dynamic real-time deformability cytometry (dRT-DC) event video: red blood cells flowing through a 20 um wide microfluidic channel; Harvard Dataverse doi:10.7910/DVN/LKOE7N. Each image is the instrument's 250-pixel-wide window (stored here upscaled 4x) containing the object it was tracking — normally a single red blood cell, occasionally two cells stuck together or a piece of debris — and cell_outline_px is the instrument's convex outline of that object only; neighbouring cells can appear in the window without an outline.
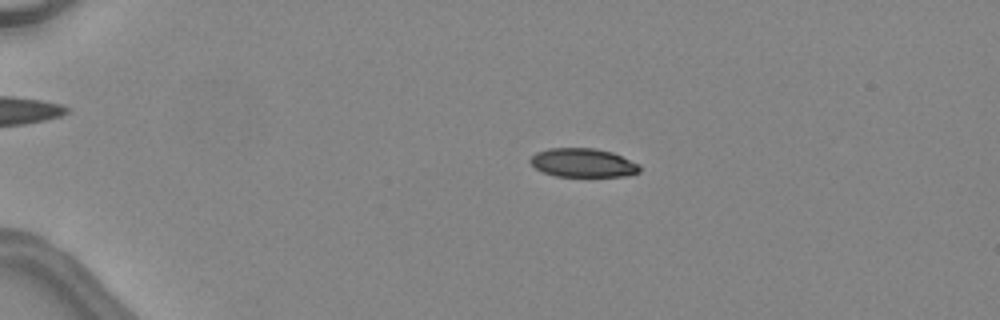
{"species": "common noctule bat (a hibernating species)", "species_latin": "Nyctalus noctula", "temperature_condition": "warm", "stored_images_in_passage": 48, "camera_frame_rate_fps": 3000, "um_per_image_px": 0.085, "animal": {"sex": "female", "body_mass_g": 24.6, "forearm_length_mm": 56.2}, "frame": {"image": 1, "passage_image": 12, "time_ms": 3.667, "image_size_px": [1000, 320], "cell_outline_px": [[640, 172], [624, 176], [556, 176], [544, 172], [536, 168], [528, 160], [536, 152], [548, 148], [596, 148], [612, 152], [640, 164]], "centroid_in_image_um": [49.56, 13.83], "position_along_channel_um": 35.4, "area_um2": 18.32}}
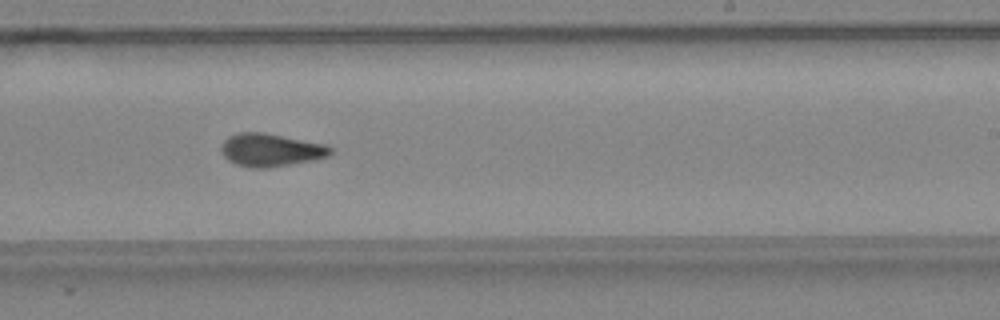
{"frame": {"image": 2, "passage_image": 32, "time_ms": 10.333, "image_size_px": [1000, 320], "cell_outline_px": [[336, 152], [328, 156], [312, 160], [268, 168], [252, 168], [236, 164], [228, 160], [224, 156], [220, 148], [224, 140], [228, 136], [240, 132], [264, 132], [328, 144]], "centroid_in_image_um": [23.05, 12.74], "position_along_channel_um": 266.0, "area_um2": 21.21}}
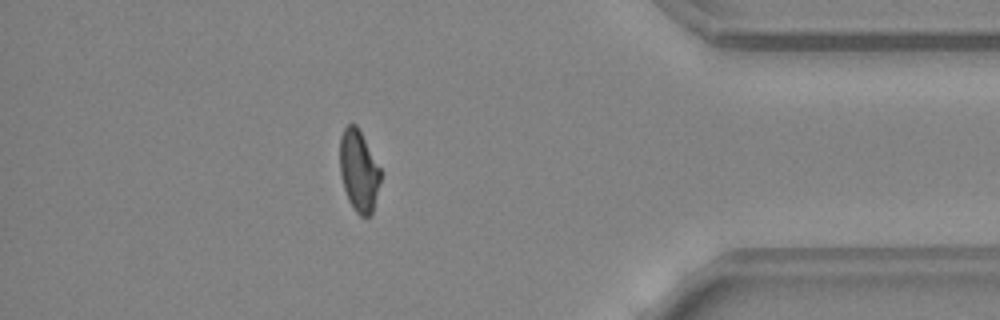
{"frame": {"image": 3, "passage_image": 43, "time_ms": 14.0, "image_size_px": [1000, 320], "cell_outline_px": [[380, 180], [372, 216], [360, 216], [356, 212], [348, 200], [344, 188], [340, 172], [340, 136], [344, 128], [348, 124], [356, 124], [380, 168]], "centroid_in_image_um": [30.49, 14.54], "position_along_channel_um": 404.7, "area_um2": 19.13}, "authors_computed_cell_mechanics": {"area_um2": 20.1144, "velocity_mm_per_s": 4.5528, "shape_relaxation_time_tau1_ms": null, "shape_relaxation_time_tau2_ms": 2.2184, "deformation_change_tau1": null, "deformation_change_tau2": 0.1002}}